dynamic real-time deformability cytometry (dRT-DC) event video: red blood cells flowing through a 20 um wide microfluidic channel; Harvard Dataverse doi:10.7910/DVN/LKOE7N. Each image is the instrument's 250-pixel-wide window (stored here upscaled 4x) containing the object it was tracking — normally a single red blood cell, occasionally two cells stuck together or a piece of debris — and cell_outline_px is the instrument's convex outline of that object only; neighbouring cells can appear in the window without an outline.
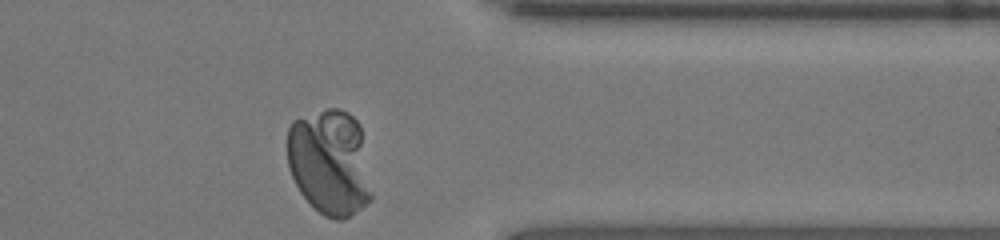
{"species": "human", "species_latin": "Homo sapiens", "temperature_condition": "room temperature", "stored_images_in_passage": 48, "camera_frame_rate_fps": 3000, "um_per_image_px": 0.085, "donor": {"sex": "female"}, "frame": {"image": 1, "passage_image": 48, "time_ms": 15.667, "image_size_px": [1000, 240], "cell_outline_px": [[372, 196], [360, 208], [344, 220], [336, 220], [324, 216], [300, 192], [288, 168], [288, 128], [292, 120], [328, 108], [336, 108], [348, 112], [360, 124], [372, 192]], "centroid_in_image_um": [28.02, 13.78], "position_along_channel_um": 383.4, "area_um2": 51.9}}